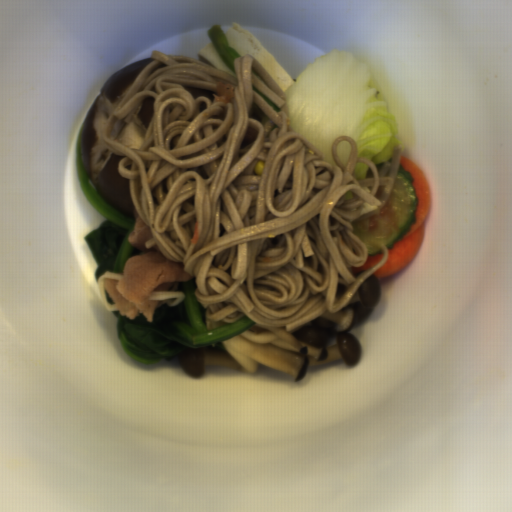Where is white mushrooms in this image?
I'll return each mask as SVG.
<instances>
[{"mask_svg": "<svg viewBox=\"0 0 512 512\" xmlns=\"http://www.w3.org/2000/svg\"><path fill=\"white\" fill-rule=\"evenodd\" d=\"M383 291L380 279L365 278L349 303L337 313L327 309L318 317L287 331L285 327L254 324L220 342L181 351L178 360L185 372L201 377L206 366L256 372L259 366L291 375L295 381L310 367L336 360L355 365L361 345L352 330L372 315Z\"/></svg>", "mask_w": 512, "mask_h": 512, "instance_id": "1", "label": "white mushrooms"}]
</instances>
